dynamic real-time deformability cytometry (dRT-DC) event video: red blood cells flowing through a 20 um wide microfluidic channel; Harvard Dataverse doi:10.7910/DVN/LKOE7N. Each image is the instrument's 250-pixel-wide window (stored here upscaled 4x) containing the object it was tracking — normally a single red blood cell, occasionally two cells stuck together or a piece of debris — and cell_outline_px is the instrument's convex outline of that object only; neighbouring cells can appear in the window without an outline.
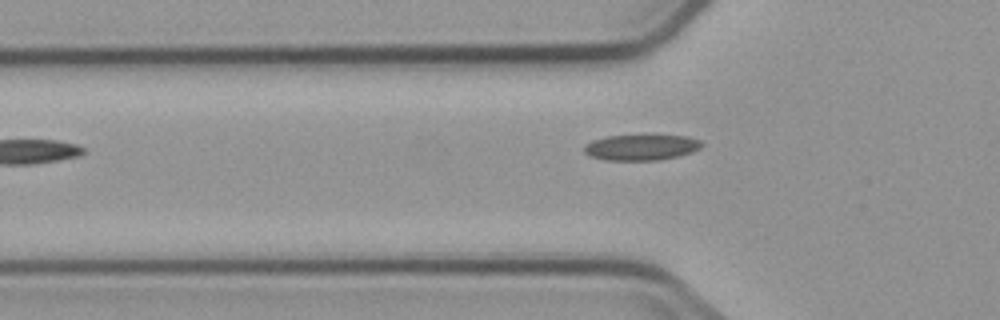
{"species": "common noctule bat (a hibernating species)", "species_latin": "Nyctalus noctula", "temperature_condition": "cold", "stored_images_in_passage": 6, "camera_frame_rate_fps": 3000, "um_per_image_px": 0.085, "animal": {"sex": "male", "body_mass_g": 23.1, "forearm_length_mm": 52.7}, "frame": {"image": 1, "passage_image": 6, "time_ms": 7.0, "image_size_px": [1000, 320], "cell_outline_px": [[704, 144], [700, 148], [692, 152], [676, 156], [656, 160], [608, 160], [592, 156], [584, 152], [584, 144], [592, 140], [608, 136], [688, 136], [700, 140]], "centroid_in_image_um": [54.51, 12.52], "position_along_channel_um": 71.3, "area_um2": 17.34}}